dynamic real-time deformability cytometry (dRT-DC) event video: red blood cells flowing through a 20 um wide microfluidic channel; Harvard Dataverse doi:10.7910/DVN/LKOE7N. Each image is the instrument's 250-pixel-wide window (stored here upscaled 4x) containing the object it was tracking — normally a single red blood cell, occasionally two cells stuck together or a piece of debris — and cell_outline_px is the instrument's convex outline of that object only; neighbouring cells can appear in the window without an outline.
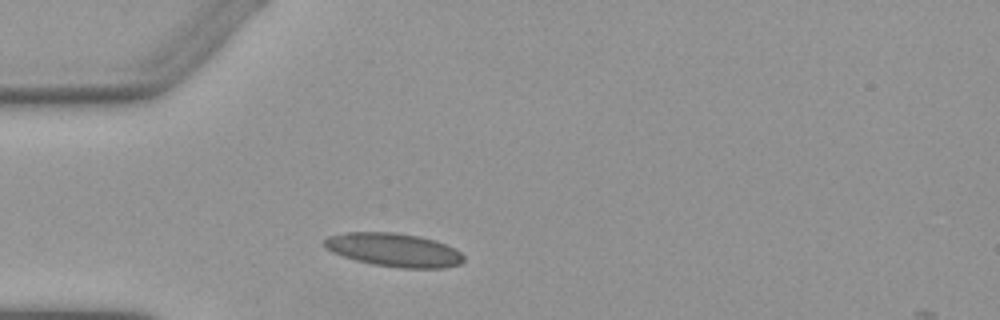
{"species": "Egyptian fruit bat (a non-hibernating species)", "species_latin": "Rousettus aegyptiacus", "temperature_condition": "warm", "stored_images_in_passage": 2, "camera_frame_rate_fps": 3000, "um_per_image_px": 0.085, "animal": {"sex": "female"}, "frame": {"image": 1, "passage_image": 2, "time_ms": 1.0, "image_size_px": [1000, 320], "cell_outline_px": [[464, 260], [460, 264], [444, 268], [400, 268], [372, 264], [356, 260], [332, 252], [324, 244], [324, 240], [328, 236], [344, 232], [396, 232], [420, 236], [436, 240], [456, 248], [464, 256]], "centroid_in_image_um": [33.52, 21.23], "position_along_channel_um": 51.5, "area_um2": 27.34}}